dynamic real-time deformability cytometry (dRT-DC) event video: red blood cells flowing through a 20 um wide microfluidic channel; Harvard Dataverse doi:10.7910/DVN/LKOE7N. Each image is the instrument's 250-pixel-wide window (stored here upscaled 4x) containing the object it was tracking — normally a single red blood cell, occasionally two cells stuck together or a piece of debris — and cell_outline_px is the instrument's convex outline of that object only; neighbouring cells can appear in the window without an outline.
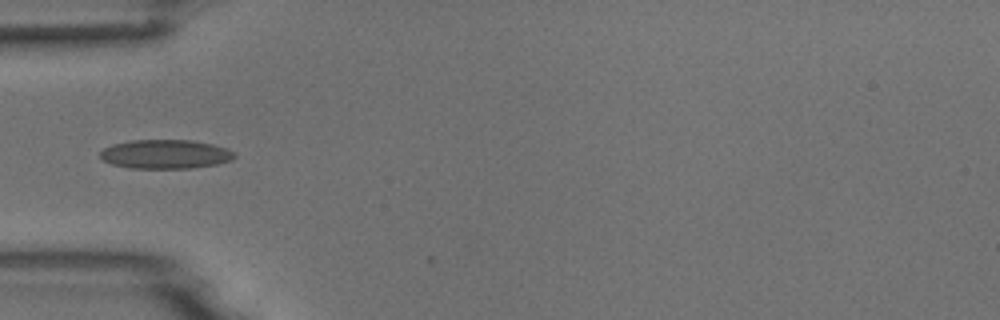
{"species": "common noctule bat (a hibernating species)", "species_latin": "Nyctalus noctula", "temperature_condition": "room temperature", "stored_images_in_passage": 2, "camera_frame_rate_fps": 3000, "um_per_image_px": 0.085, "animal": {"sex": "male", "body_mass_g": 18.8}, "frame": {"image": 1, "passage_image": 1, "time_ms": 0.0, "image_size_px": [1000, 320], "cell_outline_px": [[236, 156], [232, 160], [216, 164], [192, 168], [128, 168], [112, 164], [104, 160], [100, 156], [100, 152], [104, 148], [112, 144], [132, 140], [192, 140], [212, 144], [228, 148], [236, 152]], "centroid_in_image_um": [14.09, 13.1], "position_along_channel_um": 70.9, "area_um2": 22.83}}